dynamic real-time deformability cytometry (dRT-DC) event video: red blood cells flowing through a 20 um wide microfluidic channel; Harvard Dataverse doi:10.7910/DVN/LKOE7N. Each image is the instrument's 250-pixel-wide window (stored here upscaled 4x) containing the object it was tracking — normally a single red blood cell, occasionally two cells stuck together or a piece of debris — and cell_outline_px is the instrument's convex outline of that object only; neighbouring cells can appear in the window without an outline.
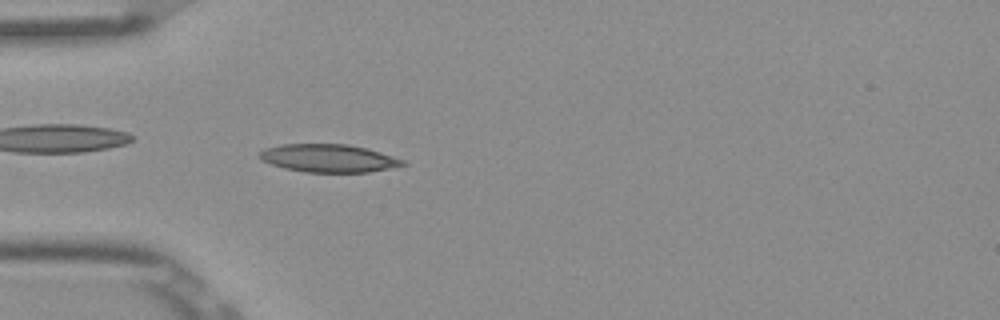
{"species": "Egyptian fruit bat (a non-hibernating species)", "species_latin": "Rousettus aegyptiacus", "temperature_condition": "room temperature", "stored_images_in_passage": 51, "camera_frame_rate_fps": 3000, "um_per_image_px": 0.085, "frame": {"image": 1, "passage_image": 15, "time_ms": 4.667, "image_size_px": [1000, 320], "cell_outline_px": [[408, 164], [368, 172], [304, 172], [284, 168], [272, 164], [256, 156], [264, 148], [280, 144], [348, 144], [368, 148], [404, 160]], "centroid_in_image_um": [27.91, 13.44], "position_along_channel_um": 57.1, "area_um2": 23.29}}
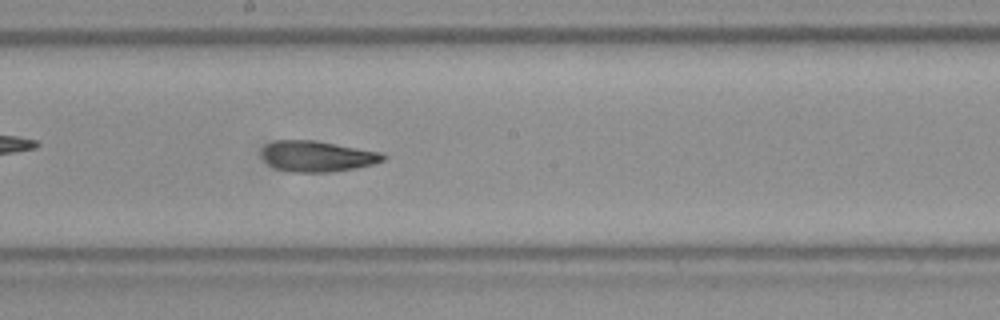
{"frame": {"image": 2, "passage_image": 28, "time_ms": 9.0, "image_size_px": [1000, 320], "cell_outline_px": [[388, 156], [384, 160], [372, 164], [356, 168], [328, 172], [296, 172], [276, 168], [268, 164], [264, 160], [260, 152], [268, 144], [276, 140], [316, 140], [384, 152]], "centroid_in_image_um": [27.02, 13.27], "position_along_channel_um": 221.2, "area_um2": 21.91}}
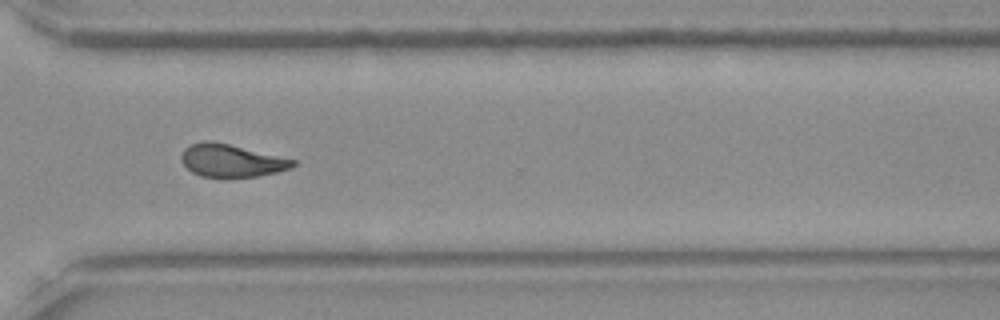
{"frame": {"image": 3, "passage_image": 38, "time_ms": 12.333, "image_size_px": [1000, 320], "cell_outline_px": [[296, 164], [292, 168], [276, 172], [256, 176], [200, 176], [192, 172], [180, 160], [180, 156], [184, 148], [192, 144], [204, 140], [212, 140], [296, 160]], "centroid_in_image_um": [19.64, 13.63], "position_along_channel_um": 351.0, "area_um2": 20.98}, "authors_computed_cell_mechanics": {"area_um2": 21.964, "velocity_mm_per_s": 3.8942, "shape_relaxation_time_tau1_ms": 9.2049, "shape_relaxation_time_tau2_ms": 3.8452, "deformation_change_tau1": 0.2201, "deformation_change_tau2": 0.102}}